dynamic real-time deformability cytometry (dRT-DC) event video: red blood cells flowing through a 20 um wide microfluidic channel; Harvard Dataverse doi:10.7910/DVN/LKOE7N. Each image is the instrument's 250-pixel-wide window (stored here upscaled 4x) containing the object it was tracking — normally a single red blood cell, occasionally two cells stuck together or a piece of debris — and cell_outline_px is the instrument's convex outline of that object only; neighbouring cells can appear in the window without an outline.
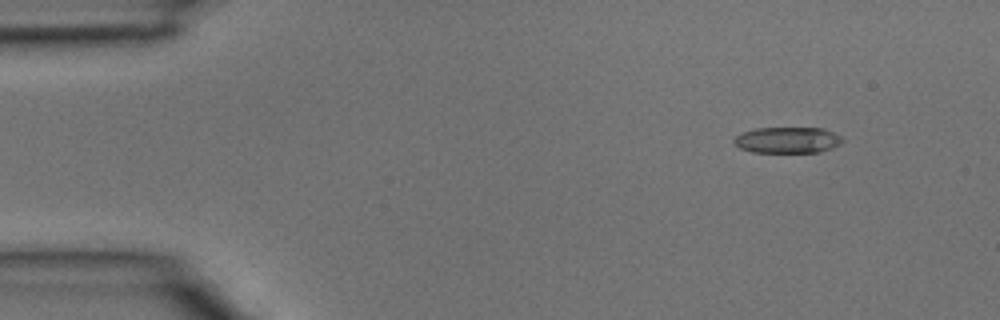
{"species": "common noctule bat (a hibernating species)", "species_latin": "Nyctalus noctula", "temperature_condition": "room temperature", "stored_images_in_passage": 4, "camera_frame_rate_fps": 3000, "um_per_image_px": 0.085, "animal": {"sex": "male", "body_mass_g": 15.6}, "frame": {"image": 1, "passage_image": 2, "time_ms": 0.333, "image_size_px": [1000, 320], "cell_outline_px": [[844, 140], [840, 144], [832, 148], [820, 152], [752, 152], [740, 148], [732, 140], [736, 136], [744, 132], [756, 128], [824, 128], [840, 136]], "centroid_in_image_um": [66.95, 11.9], "position_along_channel_um": 18.0, "area_um2": 16.42}}